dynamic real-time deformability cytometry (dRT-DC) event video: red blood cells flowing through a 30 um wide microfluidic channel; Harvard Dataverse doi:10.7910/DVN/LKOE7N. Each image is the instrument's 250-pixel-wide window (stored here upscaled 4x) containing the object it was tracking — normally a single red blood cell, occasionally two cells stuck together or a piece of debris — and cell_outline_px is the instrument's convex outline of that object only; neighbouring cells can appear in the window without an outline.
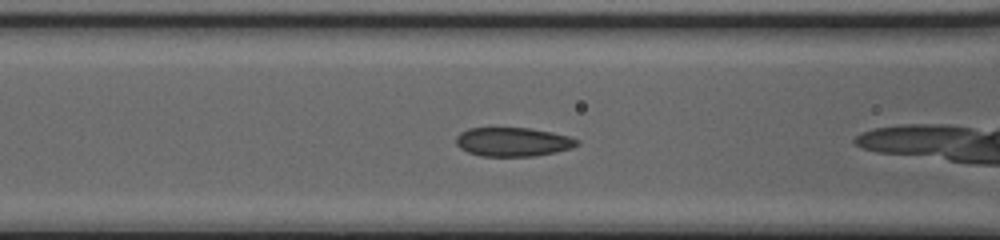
{"species": "common noctule bat (a hibernating species)", "species_latin": "Nyctalus noctula", "temperature_condition": "cold", "stored_images_in_passage": 33, "camera_frame_rate_fps": 3000, "um_per_image_px": 0.085, "animal": {"sex": "female", "body_mass_g": 20.0, "forearm_length_mm": 54.0}, "frame": {"image": 1, "passage_image": 4, "time_ms": 1.0, "image_size_px": [1000, 240], "cell_outline_px": [[580, 144], [572, 148], [556, 152], [536, 156], [480, 156], [468, 152], [460, 148], [456, 144], [456, 136], [460, 132], [468, 128], [528, 128], [552, 132], [568, 136], [580, 140]], "centroid_in_image_um": [43.61, 12.06], "position_along_channel_um": 123.0, "area_um2": 20.52}}
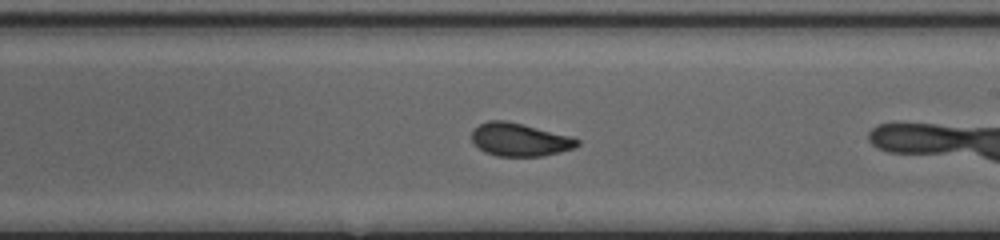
{"frame": {"image": 2, "passage_image": 13, "time_ms": 4.0, "image_size_px": [1000, 240], "cell_outline_px": [[580, 144], [572, 148], [560, 152], [540, 156], [496, 156], [484, 152], [472, 140], [472, 132], [480, 124], [488, 120], [504, 120], [572, 136], [580, 140]], "centroid_in_image_um": [44.18, 11.87], "position_along_channel_um": 244.8, "area_um2": 20.11}}
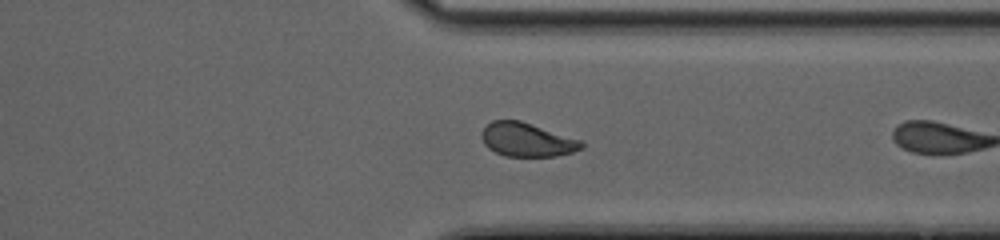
{"frame": {"image": 3, "passage_image": 22, "time_ms": 7.0, "image_size_px": [1000, 240], "cell_outline_px": [[584, 148], [572, 152], [556, 156], [504, 156], [488, 148], [484, 144], [480, 136], [480, 132], [492, 120], [520, 120], [580, 140], [584, 144]], "centroid_in_image_um": [44.76, 11.88], "position_along_channel_um": 366.6, "area_um2": 19.59}, "authors_computed_cell_mechanics": {"area_um2": 20.519, "velocity_mm_per_s": 4.0577, "shape_relaxation_time_tau1_ms": 2.671, "shape_relaxation_time_tau2_ms": 0.6075, "deformation_change_tau1": 0.1026, "deformation_change_tau2": 0.041}}